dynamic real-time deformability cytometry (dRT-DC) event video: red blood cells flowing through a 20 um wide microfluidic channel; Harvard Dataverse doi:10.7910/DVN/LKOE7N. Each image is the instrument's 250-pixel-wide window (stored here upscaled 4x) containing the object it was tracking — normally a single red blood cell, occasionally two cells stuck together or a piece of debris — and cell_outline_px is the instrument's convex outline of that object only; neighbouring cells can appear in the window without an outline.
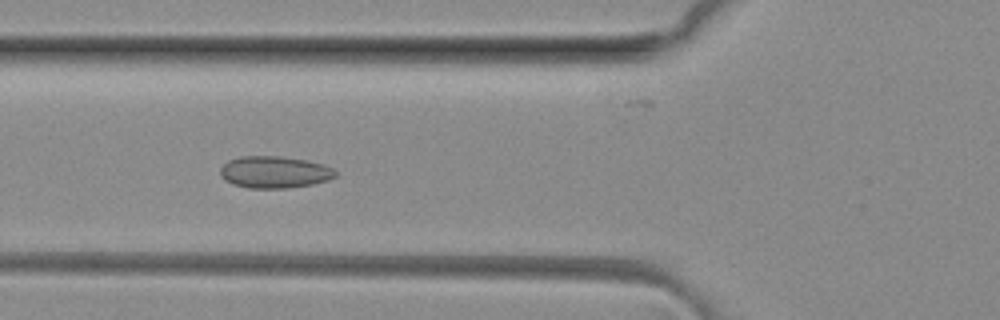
{"species": "common noctule bat (a hibernating species)", "species_latin": "Nyctalus noctula", "temperature_condition": "room temperature", "stored_images_in_passage": 49, "camera_frame_rate_fps": 3000, "um_per_image_px": 0.085, "animal": {"sex": "female", "body_mass_g": 29.2, "forearm_length_mm": 56.3}, "frame": {"image": 1, "passage_image": 18, "time_ms": 5.667, "image_size_px": [1000, 320], "cell_outline_px": [[336, 176], [328, 180], [312, 184], [288, 188], [248, 188], [232, 184], [224, 180], [220, 176], [220, 168], [228, 160], [240, 156], [280, 156], [308, 160], [324, 164], [332, 168], [336, 172]], "centroid_in_image_um": [23.31, 14.63], "position_along_channel_um": 102.5, "area_um2": 21.62}}
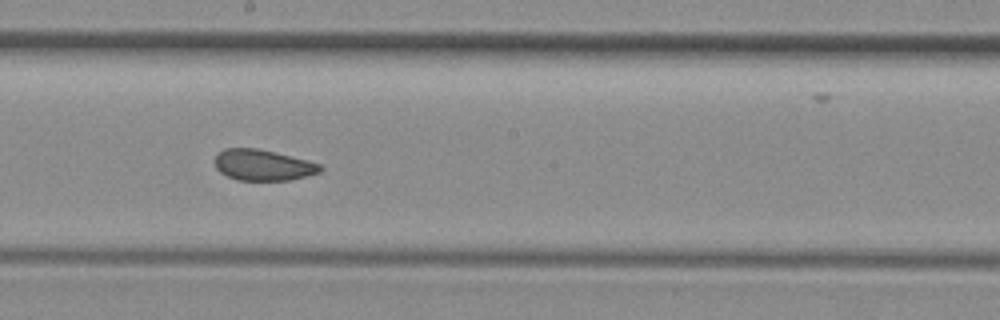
{"frame": {"image": 2, "passage_image": 27, "time_ms": 8.667, "image_size_px": [1000, 320], "cell_outline_px": [[324, 168], [320, 172], [308, 176], [288, 180], [236, 180], [220, 172], [216, 168], [216, 152], [224, 148], [256, 148], [276, 152], [308, 160], [320, 164]], "centroid_in_image_um": [22.36, 14.02], "position_along_channel_um": 225.8, "area_um2": 19.13}}
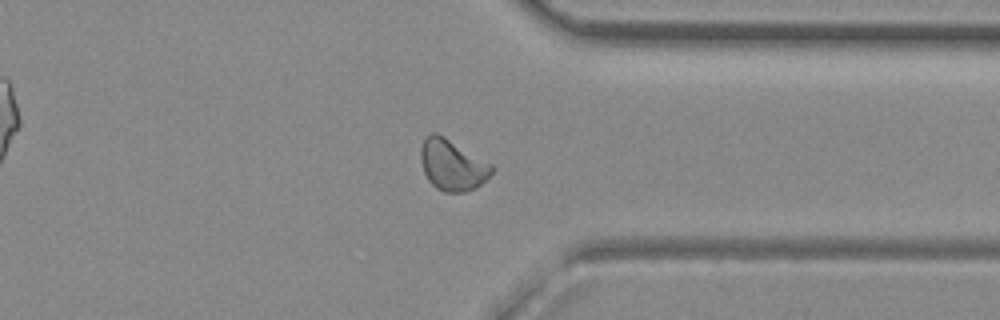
{"frame": {"image": 3, "passage_image": 38, "time_ms": 12.333, "image_size_px": [1000, 320], "cell_outline_px": [[496, 168], [476, 188], [464, 192], [444, 192], [436, 188], [428, 180], [424, 172], [420, 160], [420, 148], [424, 136], [432, 132], [436, 132], [444, 136], [492, 164]], "centroid_in_image_um": [38.42, 14.01], "position_along_channel_um": 373.0, "area_um2": 21.21}, "authors_computed_cell_mechanics": {"area_um2": 20.8658, "velocity_mm_per_s": 4.1185, "shape_relaxation_time_tau1_ms": null, "shape_relaxation_time_tau2_ms": 1.4371, "deformation_change_tau1": null, "deformation_change_tau2": 0.0677}}